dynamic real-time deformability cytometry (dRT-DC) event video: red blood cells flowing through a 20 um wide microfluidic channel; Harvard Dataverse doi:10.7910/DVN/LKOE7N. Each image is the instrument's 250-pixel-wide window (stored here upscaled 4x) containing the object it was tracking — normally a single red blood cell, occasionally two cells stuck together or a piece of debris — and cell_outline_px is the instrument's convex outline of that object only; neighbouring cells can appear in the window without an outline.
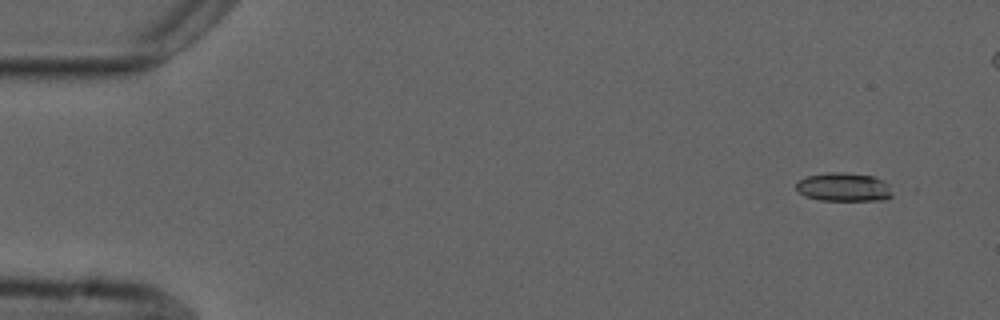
{"species": "common noctule bat (a hibernating species)", "species_latin": "Nyctalus noctula", "temperature_condition": "cold", "stored_images_in_passage": 10, "camera_frame_rate_fps": 3000, "um_per_image_px": 0.085, "animal": {"sex": "male", "forearm_length_mm": 52.5}, "frame": {"image": 1, "passage_image": 1, "time_ms": 0.0, "image_size_px": [1000, 320], "cell_outline_px": [[892, 196], [884, 200], [820, 200], [804, 196], [796, 188], [796, 184], [800, 180], [808, 176], [832, 172], [844, 172], [872, 176], [884, 180], [888, 184], [892, 192]], "centroid_in_image_um": [71.75, 15.91], "position_along_channel_um": 13.3, "area_um2": 15.95}}
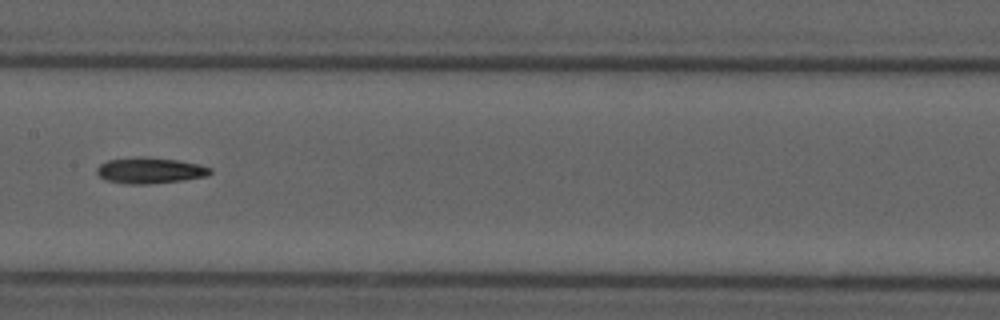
{"frame": {"image": 2, "passage_image": 7, "time_ms": 8.0, "image_size_px": [1000, 320], "cell_outline_px": [[212, 172], [208, 176], [184, 180], [148, 184], [128, 184], [104, 180], [96, 172], [96, 168], [100, 164], [108, 160], [140, 156], [144, 156], [176, 160], [200, 164], [212, 168]], "centroid_in_image_um": [12.76, 14.49], "position_along_channel_um": 194.6, "area_um2": 17.34}}
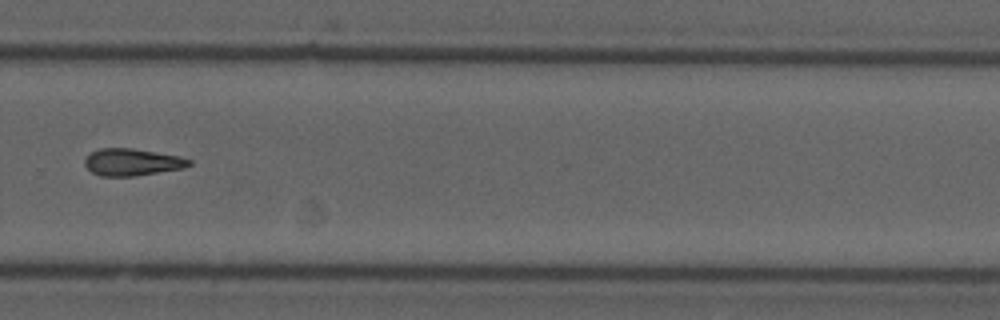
{"frame": {"image": 3, "passage_image": 10, "time_ms": 11.333, "image_size_px": [1000, 320], "cell_outline_px": [[192, 164], [184, 168], [136, 176], [100, 176], [92, 172], [84, 164], [84, 160], [92, 152], [100, 148], [132, 148], [180, 156], [192, 160]], "centroid_in_image_um": [11.26, 13.78], "position_along_channel_um": 318.5, "area_um2": 16.47}}